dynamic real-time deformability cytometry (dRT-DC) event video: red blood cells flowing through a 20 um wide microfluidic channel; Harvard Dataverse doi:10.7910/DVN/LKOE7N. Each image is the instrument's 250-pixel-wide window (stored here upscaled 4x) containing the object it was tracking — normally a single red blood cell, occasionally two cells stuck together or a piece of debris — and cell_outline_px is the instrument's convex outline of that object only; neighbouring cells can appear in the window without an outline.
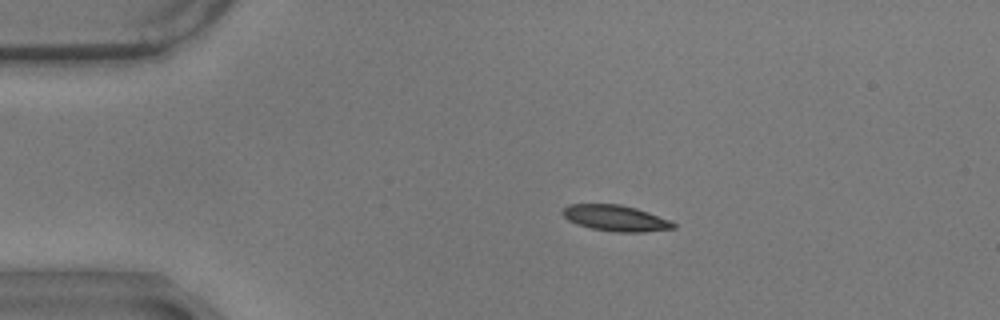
{"species": "common noctule bat (a hibernating species)", "species_latin": "Nyctalus noctula", "temperature_condition": "warm", "stored_images_in_passage": 58, "camera_frame_rate_fps": 3000, "um_per_image_px": 0.085, "animal": {"sex": "male", "body_mass_g": 17.9}, "frame": {"image": 1, "passage_image": 11, "time_ms": 3.333, "image_size_px": [1000, 320], "cell_outline_px": [[676, 228], [644, 232], [616, 232], [592, 228], [576, 224], [568, 220], [560, 212], [568, 204], [620, 204], [636, 208], [672, 220], [676, 224]], "centroid_in_image_um": [52.34, 18.54], "position_along_channel_um": 32.7, "area_um2": 16.88}}
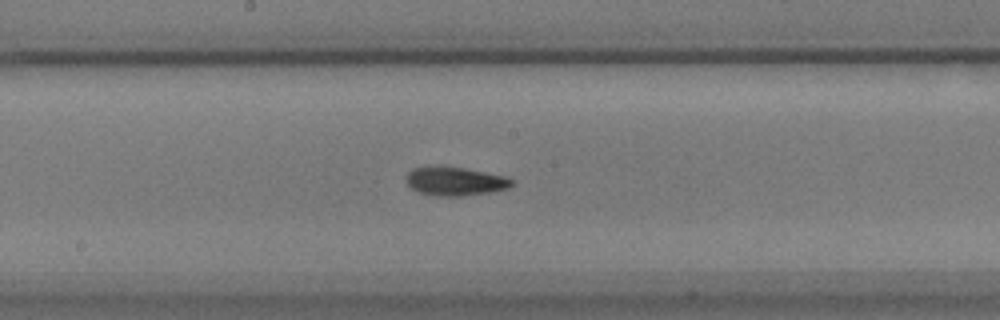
{"frame": {"image": 2, "passage_image": 30, "time_ms": 9.667, "image_size_px": [1000, 320], "cell_outline_px": [[512, 184], [508, 188], [492, 192], [460, 196], [436, 196], [420, 192], [412, 188], [404, 180], [408, 172], [412, 168], [428, 164], [440, 164], [464, 168], [504, 176], [512, 180]], "centroid_in_image_um": [38.6, 15.37], "position_along_channel_um": 209.6, "area_um2": 18.03}}
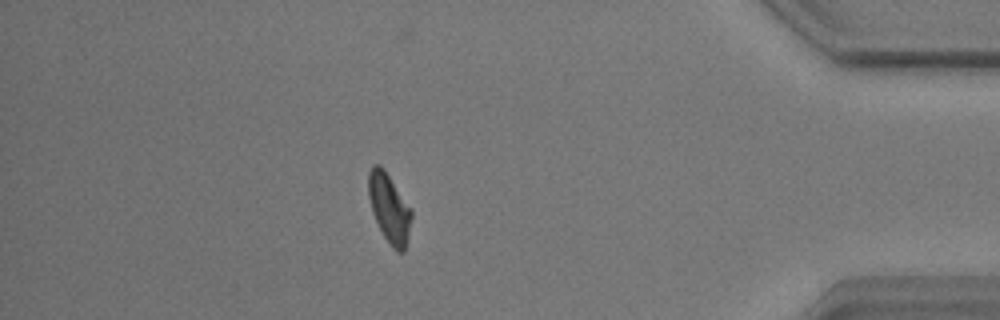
{"frame": {"image": 3, "passage_image": 50, "time_ms": 16.333, "image_size_px": [1000, 320], "cell_outline_px": [[412, 216], [404, 252], [396, 252], [392, 248], [384, 236], [372, 212], [368, 196], [368, 172], [372, 164], [380, 164], [384, 168], [412, 208]], "centroid_in_image_um": [33.08, 17.65], "position_along_channel_um": 402.1, "area_um2": 17.46}, "authors_computed_cell_mechanics": {"area_um2": 16.7909, "velocity_mm_per_s": 3.5055, "shape_relaxation_time_tau1_ms": 6.0878, "shape_relaxation_time_tau2_ms": 8.1768, "deformation_change_tau1": 0.1589, "deformation_change_tau2": 0.1277}}